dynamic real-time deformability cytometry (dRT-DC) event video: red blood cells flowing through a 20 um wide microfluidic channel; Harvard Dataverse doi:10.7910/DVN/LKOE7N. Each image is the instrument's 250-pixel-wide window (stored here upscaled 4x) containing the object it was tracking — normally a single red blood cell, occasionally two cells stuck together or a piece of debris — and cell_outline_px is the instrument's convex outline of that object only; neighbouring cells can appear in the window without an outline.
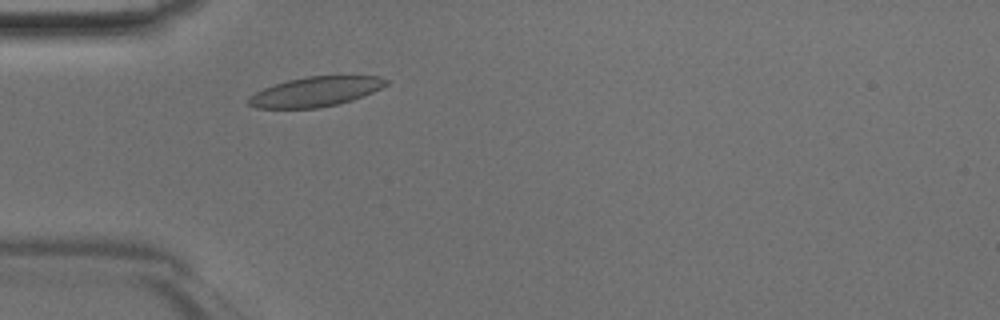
{"species": "Egyptian fruit bat (a non-hibernating species)", "species_latin": "Rousettus aegyptiacus", "temperature_condition": "room temperature", "stored_images_in_passage": 40, "camera_frame_rate_fps": 3000, "um_per_image_px": 0.085, "animal": {"sex": "male"}, "frame": {"image": 1, "passage_image": 7, "time_ms": 2.0, "image_size_px": [1000, 320], "cell_outline_px": [[388, 84], [372, 92], [352, 100], [336, 104], [316, 108], [256, 108], [248, 104], [248, 96], [264, 88], [288, 80], [308, 76], [380, 76], [388, 80]], "centroid_in_image_um": [26.81, 7.79], "position_along_channel_um": 58.2, "area_um2": 23.58}}
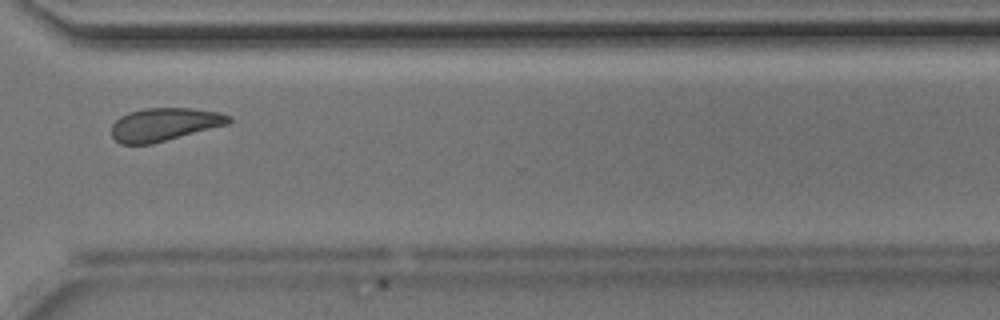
{"frame": {"image": 2, "passage_image": 28, "time_ms": 9.0, "image_size_px": [1000, 320], "cell_outline_px": [[232, 120], [228, 124], [152, 144], [120, 144], [112, 136], [112, 124], [120, 116], [128, 112], [144, 108], [188, 108], [216, 112], [232, 116]], "centroid_in_image_um": [13.95, 10.57], "position_along_channel_um": 356.7, "area_um2": 22.48}}
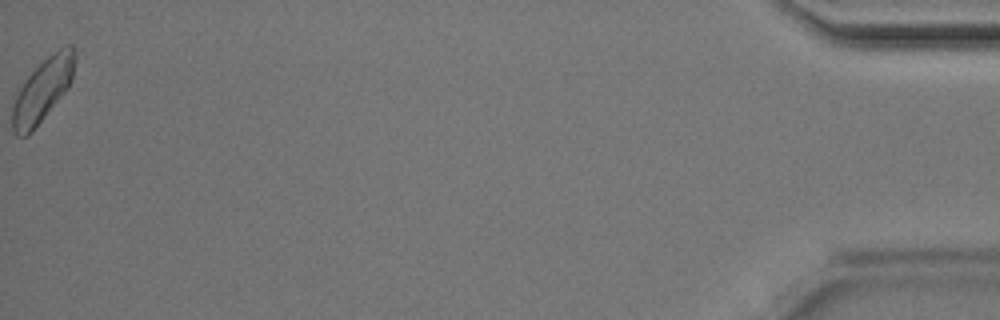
{"frame": {"image": 3, "passage_image": 40, "time_ms": 13.0, "image_size_px": [1000, 320], "cell_outline_px": [[76, 60], [72, 80], [68, 88], [32, 132], [28, 136], [16, 136], [12, 132], [12, 104], [24, 80], [52, 52], [68, 44], [72, 44], [76, 52]], "centroid_in_image_um": [3.64, 7.66], "position_along_channel_um": 431.6, "area_um2": 23.06}}